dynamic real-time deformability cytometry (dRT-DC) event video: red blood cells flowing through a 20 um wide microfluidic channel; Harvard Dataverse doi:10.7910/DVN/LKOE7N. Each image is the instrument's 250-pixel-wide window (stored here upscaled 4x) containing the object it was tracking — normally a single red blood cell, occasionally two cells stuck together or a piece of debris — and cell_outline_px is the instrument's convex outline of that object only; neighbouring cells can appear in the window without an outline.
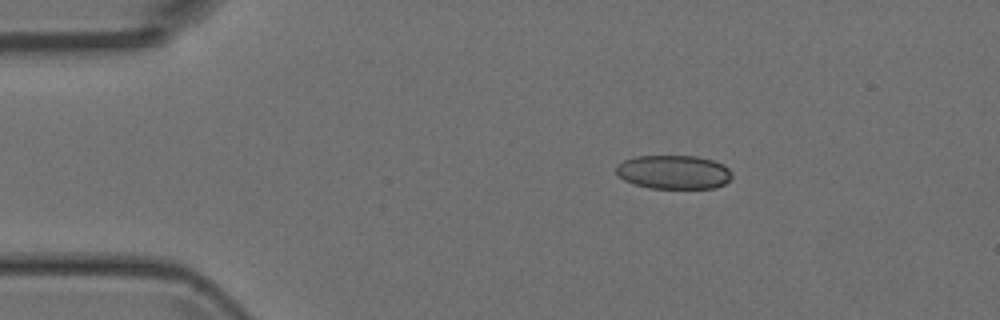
{"species": "Egyptian fruit bat (a non-hibernating species)", "species_latin": "Rousettus aegyptiacus", "temperature_condition": "room temperature", "stored_images_in_passage": 3, "camera_frame_rate_fps": 3000, "um_per_image_px": 0.085, "animal": {"sex": "female"}, "frame": {"image": 1, "passage_image": 2, "time_ms": 0.333, "image_size_px": [1000, 320], "cell_outline_px": [[732, 180], [716, 188], [648, 188], [624, 180], [616, 172], [616, 164], [624, 160], [636, 156], [696, 156], [712, 160], [724, 164], [732, 172]], "centroid_in_image_um": [57.29, 14.63], "position_along_channel_um": 27.7, "area_um2": 23.0}}